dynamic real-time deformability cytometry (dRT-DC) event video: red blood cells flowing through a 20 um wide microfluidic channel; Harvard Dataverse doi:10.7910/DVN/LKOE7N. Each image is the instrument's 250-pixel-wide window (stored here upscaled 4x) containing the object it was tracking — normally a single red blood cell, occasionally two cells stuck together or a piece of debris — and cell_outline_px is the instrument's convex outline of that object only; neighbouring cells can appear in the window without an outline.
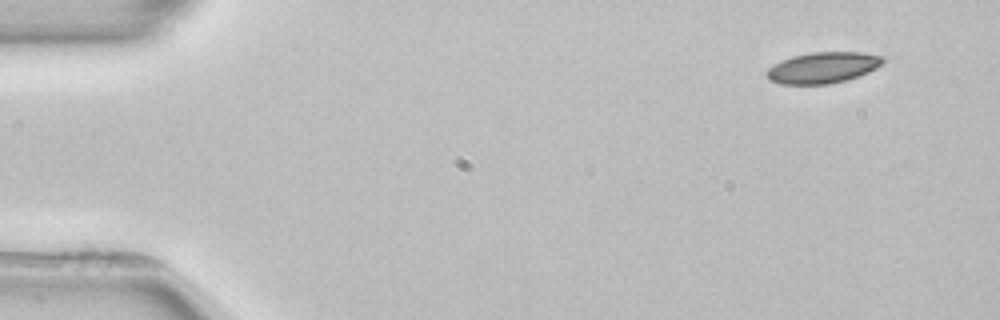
{"species": "common noctule bat (a hibernating species)", "species_latin": "Nyctalus noctula", "temperature_condition": "room temperature", "stored_images_in_passage": 3, "segment_of_instrument_passage": [2, 2], "camera_frame_rate_fps": 3000, "um_per_image_px": 0.085, "animal": {"sex": "female", "body_mass_g": 22.7, "forearm_length_mm": 54.2}, "frame": {"image": 1, "passage_image": 3, "time_ms": 3.333, "image_size_px": [1000, 320], "cell_outline_px": [[888, 60], [876, 68], [868, 72], [844, 80], [828, 84], [780, 84], [772, 80], [764, 72], [768, 68], [780, 60], [792, 56], [812, 52], [860, 52], [884, 56]], "centroid_in_image_um": [69.96, 5.73], "position_along_channel_um": 15.0, "area_um2": 21.04}}